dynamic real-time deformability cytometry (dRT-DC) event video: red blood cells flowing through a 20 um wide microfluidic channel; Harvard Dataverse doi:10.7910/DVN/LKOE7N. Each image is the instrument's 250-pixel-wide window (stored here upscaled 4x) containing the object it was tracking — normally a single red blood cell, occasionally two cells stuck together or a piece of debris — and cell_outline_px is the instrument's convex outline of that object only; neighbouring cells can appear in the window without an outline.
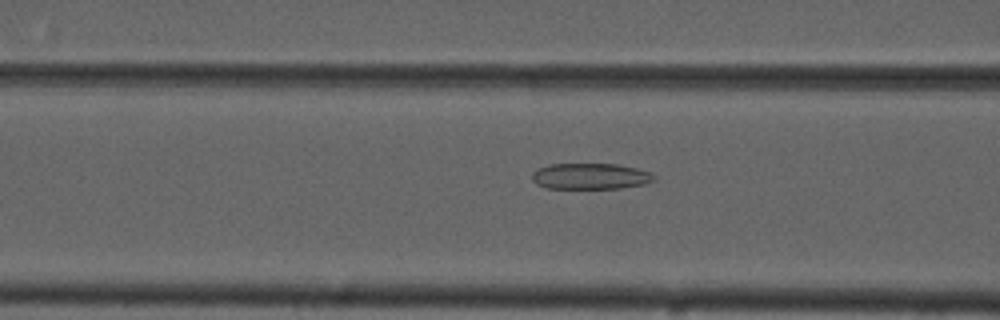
{"species": "common noctule bat (a hibernating species)", "species_latin": "Nyctalus noctula", "temperature_condition": "cold", "stored_images_in_passage": 37, "camera_frame_rate_fps": 3000, "um_per_image_px": 0.085, "animal": {"sex": "male", "forearm_length_mm": 52.5}, "frame": {"image": 1, "passage_image": 11, "time_ms": 3.333, "image_size_px": [1000, 320], "cell_outline_px": [[656, 180], [644, 184], [620, 188], [548, 188], [536, 184], [532, 180], [532, 172], [548, 164], [616, 164], [636, 168], [652, 172], [656, 176]], "centroid_in_image_um": [50.21, 14.98], "position_along_channel_um": 116.4, "area_um2": 18.55}}
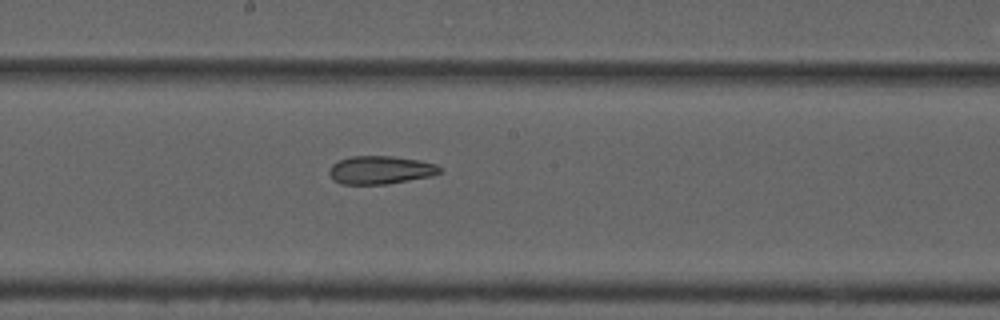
{"frame": {"image": 2, "passage_image": 19, "time_ms": 6.0, "image_size_px": [1000, 320], "cell_outline_px": [[444, 172], [432, 176], [388, 184], [340, 184], [332, 180], [328, 172], [332, 164], [340, 160], [352, 156], [392, 156], [420, 160], [436, 164]], "centroid_in_image_um": [32.35, 14.45], "position_along_channel_um": 215.9, "area_um2": 18.32}}
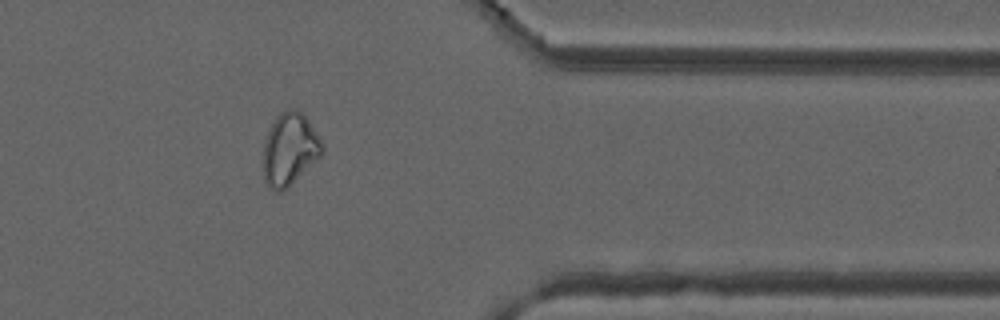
{"frame": {"image": 3, "passage_image": 34, "time_ms": 11.0, "image_size_px": [1000, 320], "cell_outline_px": [[324, 152], [284, 192], [276, 192], [268, 188], [264, 180], [264, 140], [276, 116], [280, 112], [288, 108], [296, 108], [304, 112], [324, 144]], "centroid_in_image_um": [24.63, 12.67], "position_along_channel_um": 386.8, "area_um2": 25.26}, "authors_computed_cell_mechanics": {"area_um2": 19.363, "velocity_mm_per_s": 3.7255, "shape_relaxation_time_tau1_ms": null, "shape_relaxation_time_tau2_ms": 5.5203, "deformation_change_tau1": null, "deformation_change_tau2": 0.1353}}